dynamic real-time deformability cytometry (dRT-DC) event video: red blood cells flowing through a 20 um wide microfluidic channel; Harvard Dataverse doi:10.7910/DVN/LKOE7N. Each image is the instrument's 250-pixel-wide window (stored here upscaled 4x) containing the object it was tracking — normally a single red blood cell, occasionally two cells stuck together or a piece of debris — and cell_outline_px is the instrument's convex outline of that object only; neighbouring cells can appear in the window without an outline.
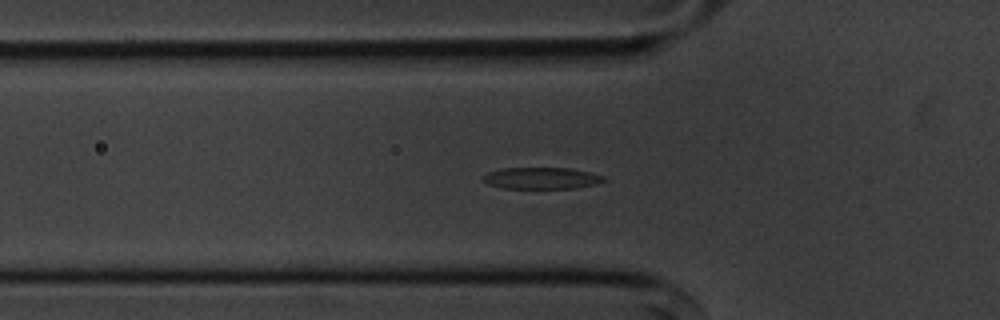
{"species": "common noctule bat (a hibernating species)", "species_latin": "Nyctalus noctula", "temperature_condition": "cold", "stored_images_in_passage": 56, "camera_frame_rate_fps": 3000, "um_per_image_px": 0.085, "animal": {"sex": "male", "body_mass_g": 20.1, "forearm_length_mm": 53.5}, "frame": {"image": 1, "passage_image": 18, "time_ms": 5.667, "image_size_px": [1000, 320], "cell_outline_px": [[604, 180], [596, 184], [576, 188], [504, 188], [488, 184], [480, 180], [480, 176], [488, 172], [500, 168], [568, 168], [588, 172], [604, 176]], "centroid_in_image_um": [45.94, 15.14], "position_along_channel_um": 79.9, "area_um2": 15.2}}
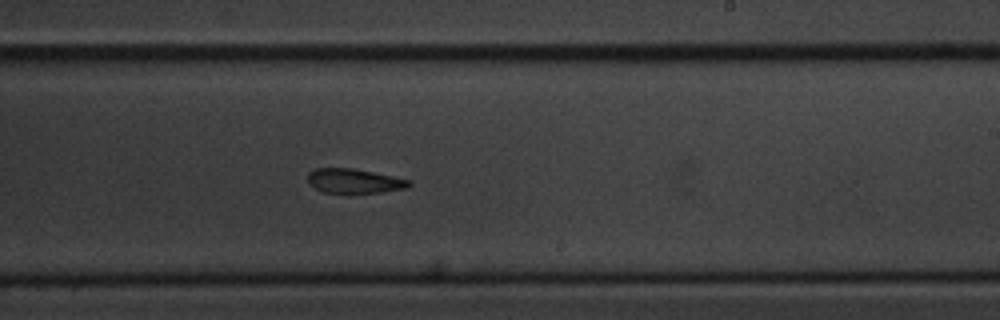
{"frame": {"image": 2, "passage_image": 33, "time_ms": 10.667, "image_size_px": [1000, 320], "cell_outline_px": [[412, 184], [408, 188], [380, 192], [324, 192], [308, 184], [308, 172], [316, 168], [352, 168], [412, 180]], "centroid_in_image_um": [30.12, 15.37], "position_along_channel_um": 258.9, "area_um2": 14.28}}
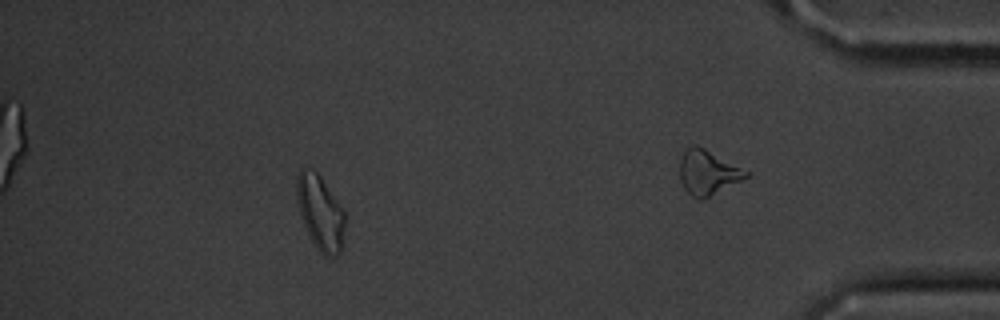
{"frame": {"image": 3, "passage_image": 50, "time_ms": 16.333, "image_size_px": [1000, 320], "cell_outline_px": [[344, 224], [340, 252], [336, 256], [324, 256], [316, 248], [304, 224], [300, 212], [296, 196], [296, 180], [300, 168], [316, 172], [320, 176], [344, 212]], "centroid_in_image_um": [27.2, 18.08], "position_along_channel_um": 408.0, "area_um2": 20.29}, "authors_computed_cell_mechanics": {"area_um2": 16.1262, "velocity_mm_per_s": 3.5666, "shape_relaxation_time_tau1_ms": 3.3512, "shape_relaxation_time_tau2_ms": 5.1746, "deformation_change_tau1": 0.13, "deformation_change_tau2": 0.1349}}